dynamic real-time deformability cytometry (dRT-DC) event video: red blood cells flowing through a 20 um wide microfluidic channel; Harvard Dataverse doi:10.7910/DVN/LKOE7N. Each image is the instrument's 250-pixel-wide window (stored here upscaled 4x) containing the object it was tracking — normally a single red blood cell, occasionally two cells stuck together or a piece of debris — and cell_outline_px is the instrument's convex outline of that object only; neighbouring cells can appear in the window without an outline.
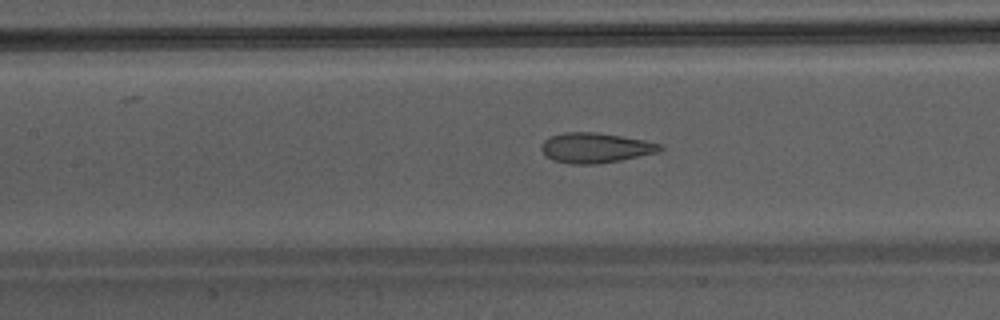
{"species": "Egyptian fruit bat (a non-hibernating species)", "species_latin": "Rousettus aegyptiacus", "temperature_condition": "warm", "stored_images_in_passage": 41, "camera_frame_rate_fps": 3000, "um_per_image_px": 0.085, "animal": {"sex": "male"}, "frame": {"image": 1, "passage_image": 24, "time_ms": 7.667, "image_size_px": [1000, 320], "cell_outline_px": [[664, 148], [660, 152], [620, 160], [596, 164], [568, 164], [552, 160], [544, 156], [540, 148], [540, 144], [548, 136], [564, 132], [596, 132], [644, 140], [664, 144]], "centroid_in_image_um": [50.58, 12.56], "position_along_channel_um": 156.8, "area_um2": 21.15}}